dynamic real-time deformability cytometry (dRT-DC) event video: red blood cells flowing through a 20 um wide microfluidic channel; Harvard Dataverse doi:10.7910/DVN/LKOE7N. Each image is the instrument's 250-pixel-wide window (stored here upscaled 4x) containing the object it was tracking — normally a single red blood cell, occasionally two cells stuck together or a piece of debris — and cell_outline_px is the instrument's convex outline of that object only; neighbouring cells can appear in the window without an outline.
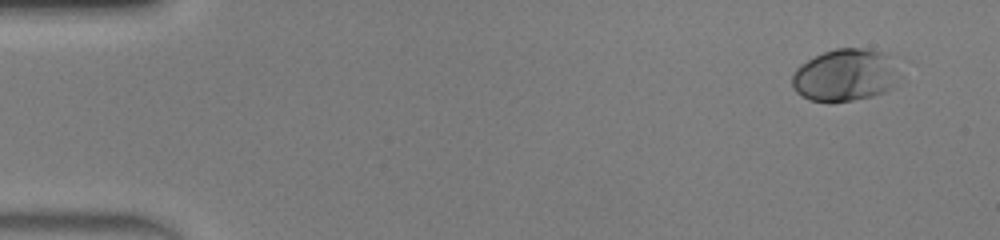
{"species": "human", "species_latin": "Homo sapiens", "temperature_condition": "warm", "stored_images_in_passage": 14, "camera_frame_rate_fps": 3000, "um_per_image_px": 0.085, "donor": {"sex": "male"}, "frame": {"image": 1, "passage_image": 1, "time_ms": 0.0, "image_size_px": [1000, 240], "cell_outline_px": [[900, 76], [892, 88], [884, 92], [872, 96], [852, 100], [828, 104], [808, 100], [800, 96], [792, 88], [792, 72], [800, 64], [824, 52], [836, 48], [864, 48], [884, 52], [892, 56]], "centroid_in_image_um": [71.82, 6.41], "position_along_channel_um": 13.2, "area_um2": 33.47}}
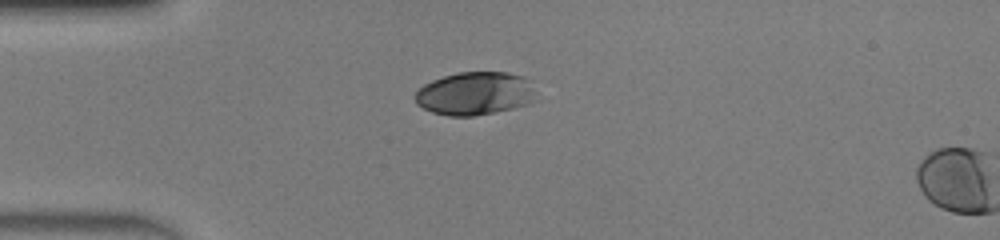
{"frame": {"image": 2, "passage_image": 11, "time_ms": 3.333, "image_size_px": [1000, 240], "cell_outline_px": [[532, 100], [528, 104], [512, 108], [472, 116], [448, 116], [432, 112], [416, 104], [412, 96], [424, 84], [432, 80], [456, 72], [508, 72], [524, 76], [532, 92]], "centroid_in_image_um": [40.27, 7.94], "position_along_channel_um": 44.7, "area_um2": 30.06}}